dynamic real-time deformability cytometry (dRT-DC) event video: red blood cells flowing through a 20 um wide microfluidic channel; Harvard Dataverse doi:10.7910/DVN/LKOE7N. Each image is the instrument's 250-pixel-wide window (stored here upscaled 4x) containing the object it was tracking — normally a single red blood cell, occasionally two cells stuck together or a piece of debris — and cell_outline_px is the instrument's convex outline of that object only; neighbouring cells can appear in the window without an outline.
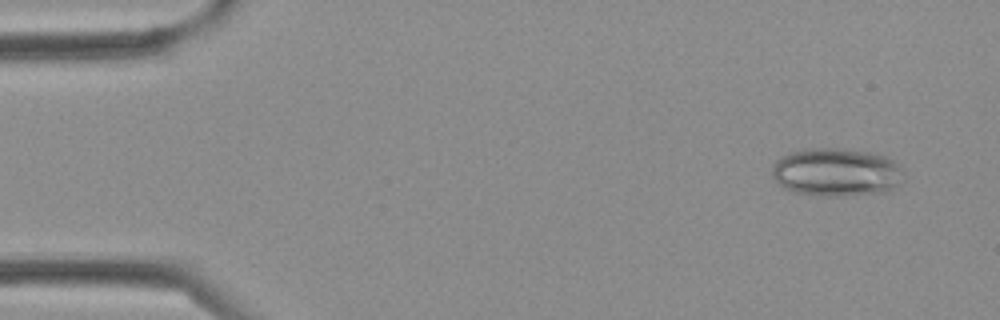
{"species": "Egyptian fruit bat (a non-hibernating species)", "species_latin": "Rousettus aegyptiacus", "temperature_condition": "cold", "stored_images_in_passage": 3, "camera_frame_rate_fps": 3000, "um_per_image_px": 0.085, "frame": {"image": 1, "passage_image": 1, "time_ms": 0.0, "image_size_px": [1000, 320], "cell_outline_px": [[904, 180], [888, 192], [848, 196], [820, 196], [792, 192], [784, 188], [772, 176], [772, 164], [780, 156], [788, 152], [804, 148], [840, 148], [872, 152], [888, 156], [900, 164], [904, 172]], "centroid_in_image_um": [71.12, 14.63], "position_along_channel_um": 13.9, "area_um2": 38.03}}